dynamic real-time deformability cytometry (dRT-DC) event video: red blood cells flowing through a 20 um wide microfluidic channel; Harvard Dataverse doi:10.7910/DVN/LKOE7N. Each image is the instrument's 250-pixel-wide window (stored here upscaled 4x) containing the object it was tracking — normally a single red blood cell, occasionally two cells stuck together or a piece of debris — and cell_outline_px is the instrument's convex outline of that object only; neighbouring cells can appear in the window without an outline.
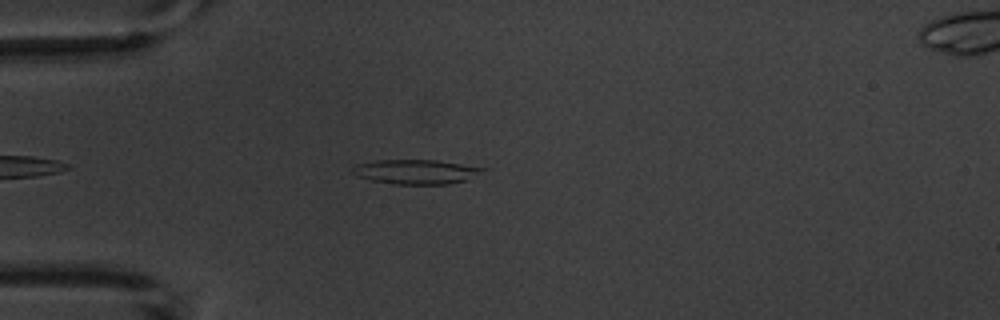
{"species": "common noctule bat (a hibernating species)", "species_latin": "Nyctalus noctula", "temperature_condition": "warm", "stored_images_in_passage": 5, "camera_frame_rate_fps": 3000, "um_per_image_px": 0.085, "animal": {"sex": "male", "body_mass_g": 20.1, "forearm_length_mm": 53.5}, "frame": {"image": 1, "passage_image": 4, "time_ms": 4.333, "image_size_px": [1000, 320], "cell_outline_px": [[488, 168], [464, 180], [448, 184], [392, 184], [372, 180], [360, 176], [352, 172], [352, 168], [356, 164], [376, 160], [436, 160]], "centroid_in_image_um": [35.32, 14.59], "position_along_channel_um": 49.7, "area_um2": 18.26}}